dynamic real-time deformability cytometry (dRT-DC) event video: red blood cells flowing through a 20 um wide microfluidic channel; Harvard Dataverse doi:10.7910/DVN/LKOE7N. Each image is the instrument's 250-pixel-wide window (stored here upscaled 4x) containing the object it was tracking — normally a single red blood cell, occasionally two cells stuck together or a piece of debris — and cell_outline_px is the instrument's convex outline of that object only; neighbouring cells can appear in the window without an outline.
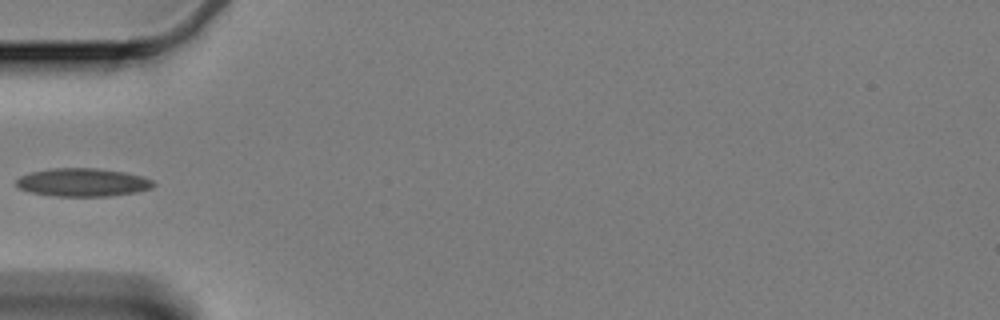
{"species": "Egyptian fruit bat (a non-hibernating species)", "species_latin": "Rousettus aegyptiacus", "temperature_condition": "cold", "stored_images_in_passage": 38, "camera_frame_rate_fps": 3000, "um_per_image_px": 0.085, "animal": {"sex": "female"}, "frame": {"image": 1, "passage_image": 1, "time_ms": 0.0, "image_size_px": [1000, 320], "cell_outline_px": [[156, 184], [152, 188], [136, 192], [108, 196], [56, 196], [32, 192], [20, 188], [16, 184], [16, 180], [20, 176], [32, 172], [52, 168], [96, 168], [124, 172], [144, 176], [152, 180]], "centroid_in_image_um": [7.07, 15.49], "position_along_channel_um": 77.9, "area_um2": 22.43}}